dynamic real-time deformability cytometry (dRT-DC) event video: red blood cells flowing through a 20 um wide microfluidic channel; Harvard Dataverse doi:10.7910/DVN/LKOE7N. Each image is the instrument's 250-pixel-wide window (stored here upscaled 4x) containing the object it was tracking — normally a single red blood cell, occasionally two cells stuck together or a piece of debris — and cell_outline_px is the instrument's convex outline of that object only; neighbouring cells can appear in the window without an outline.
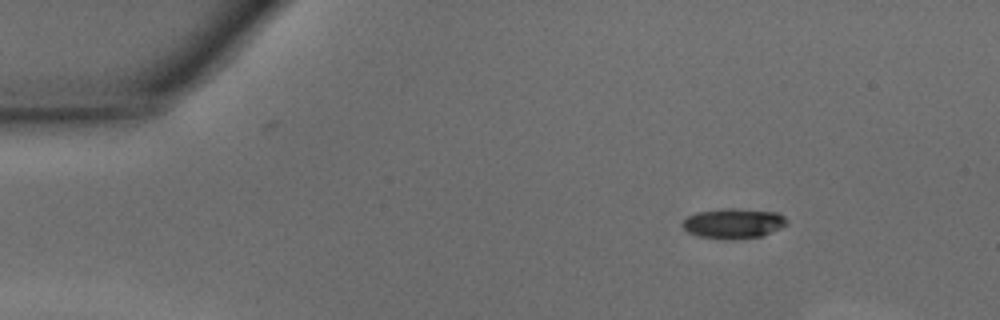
{"species": "common noctule bat (a hibernating species)", "species_latin": "Nyctalus noctula", "temperature_condition": "warm", "stored_images_in_passage": 13, "camera_frame_rate_fps": 3000, "um_per_image_px": 0.085, "animal": {"sex": "male", "body_mass_g": 15.6}, "frame": {"image": 1, "passage_image": 6, "time_ms": 1.667, "image_size_px": [1000, 320], "cell_outline_px": [[788, 224], [764, 236], [700, 236], [688, 232], [680, 224], [688, 216], [696, 212], [720, 208], [732, 208], [776, 212], [784, 216], [788, 220]], "centroid_in_image_um": [62.36, 18.92], "position_along_channel_um": 22.6, "area_um2": 17.51}}